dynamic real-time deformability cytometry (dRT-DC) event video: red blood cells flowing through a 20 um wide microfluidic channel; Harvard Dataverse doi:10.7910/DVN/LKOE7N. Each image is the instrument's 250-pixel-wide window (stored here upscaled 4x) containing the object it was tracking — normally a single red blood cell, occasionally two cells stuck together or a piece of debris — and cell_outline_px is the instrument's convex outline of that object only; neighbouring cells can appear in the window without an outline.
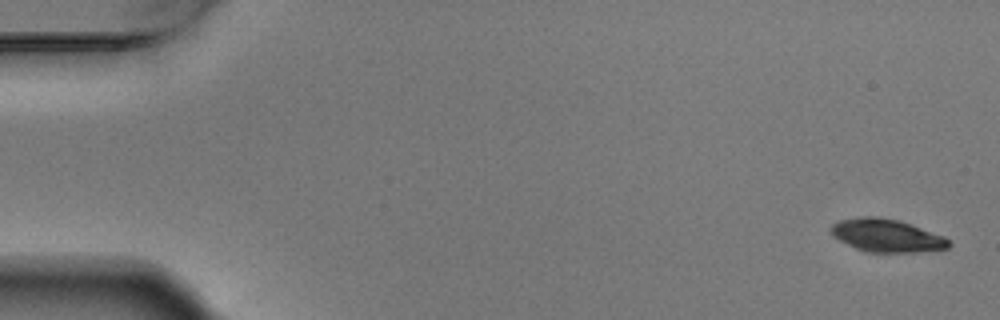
{"species": "Egyptian fruit bat (a non-hibernating species)", "species_latin": "Rousettus aegyptiacus", "temperature_condition": "warm", "stored_images_in_passage": 5, "camera_frame_rate_fps": 3000, "um_per_image_px": 0.085, "animal": {"sex": "male"}, "frame": {"image": 1, "passage_image": 1, "time_ms": 0.0, "image_size_px": [1000, 320], "cell_outline_px": [[952, 244], [948, 248], [916, 252], [872, 252], [856, 248], [832, 236], [832, 224], [840, 220], [856, 216], [880, 216], [900, 220], [944, 236]], "centroid_in_image_um": [75.38, 20.0], "position_along_channel_um": 9.6, "area_um2": 22.54}}
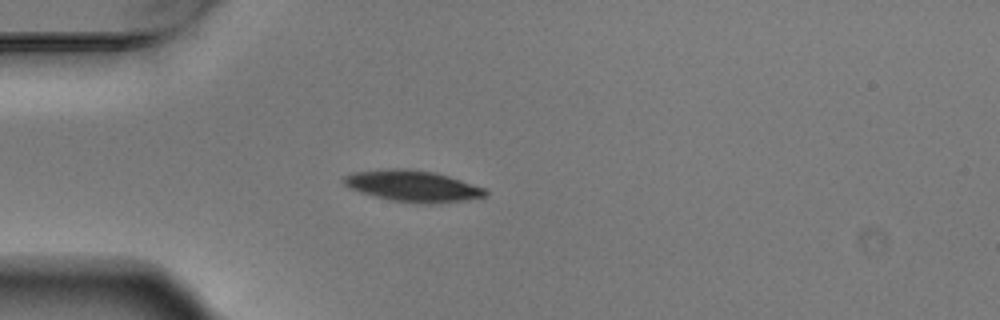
{"frame": {"image": 2, "passage_image": 5, "time_ms": 1.333, "image_size_px": [1000, 320], "cell_outline_px": [[488, 196], [464, 200], [432, 204], [420, 204], [388, 200], [360, 192], [348, 188], [344, 184], [344, 176], [352, 172], [384, 168], [412, 168], [436, 172], [484, 188], [488, 192]], "centroid_in_image_um": [35.05, 15.8], "position_along_channel_um": 49.9, "area_um2": 26.18}}